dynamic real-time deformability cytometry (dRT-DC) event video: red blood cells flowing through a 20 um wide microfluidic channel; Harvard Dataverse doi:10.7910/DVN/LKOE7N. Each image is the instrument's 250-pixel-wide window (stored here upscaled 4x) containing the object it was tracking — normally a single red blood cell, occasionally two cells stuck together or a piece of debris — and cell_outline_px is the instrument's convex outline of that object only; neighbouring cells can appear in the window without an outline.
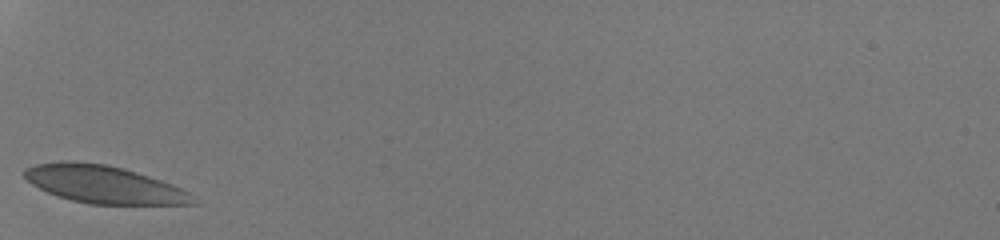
{"species": "human", "species_latin": "Homo sapiens", "temperature_condition": "room temperature", "stored_images_in_passage": 12, "camera_frame_rate_fps": 3000, "um_per_image_px": 0.085, "donor": {"sex": "male"}, "frame": {"image": 1, "passage_image": 1, "time_ms": 0.0, "image_size_px": [1000, 240], "cell_outline_px": [[200, 204], [88, 204], [56, 196], [32, 184], [20, 172], [24, 168], [36, 164], [56, 160], [72, 160], [108, 164], [124, 168], [172, 184], [188, 192]], "centroid_in_image_um": [8.77, 15.65], "position_along_channel_um": 76.2, "area_um2": 37.22}}
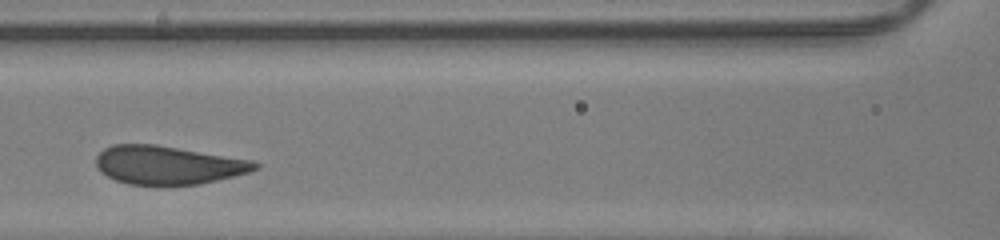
{"frame": {"image": 2, "passage_image": 7, "time_ms": 2.0, "image_size_px": [1000, 240], "cell_outline_px": [[260, 168], [248, 172], [200, 184], [168, 188], [156, 188], [128, 184], [116, 180], [100, 172], [96, 164], [96, 156], [104, 148], [112, 144], [156, 144], [252, 160], [260, 164]], "centroid_in_image_um": [14.25, 14.07], "position_along_channel_um": 152.4, "area_um2": 36.59}}
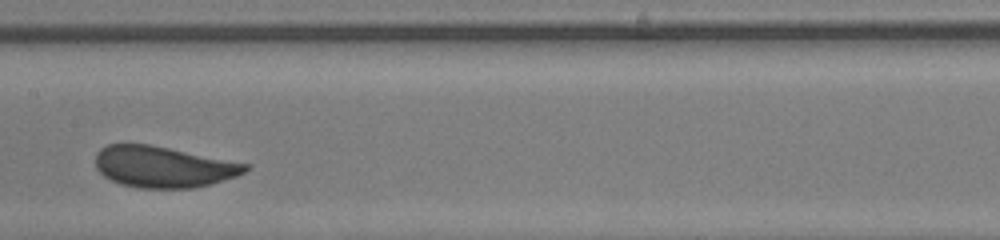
{"frame": {"image": 3, "passage_image": 10, "time_ms": 3.0, "image_size_px": [1000, 240], "cell_outline_px": [[248, 168], [244, 172], [236, 176], [208, 184], [192, 188], [140, 188], [120, 184], [104, 176], [96, 168], [96, 152], [100, 148], [108, 144], [152, 144], [248, 164]], "centroid_in_image_um": [13.83, 14.17], "position_along_channel_um": 193.6, "area_um2": 35.78}}